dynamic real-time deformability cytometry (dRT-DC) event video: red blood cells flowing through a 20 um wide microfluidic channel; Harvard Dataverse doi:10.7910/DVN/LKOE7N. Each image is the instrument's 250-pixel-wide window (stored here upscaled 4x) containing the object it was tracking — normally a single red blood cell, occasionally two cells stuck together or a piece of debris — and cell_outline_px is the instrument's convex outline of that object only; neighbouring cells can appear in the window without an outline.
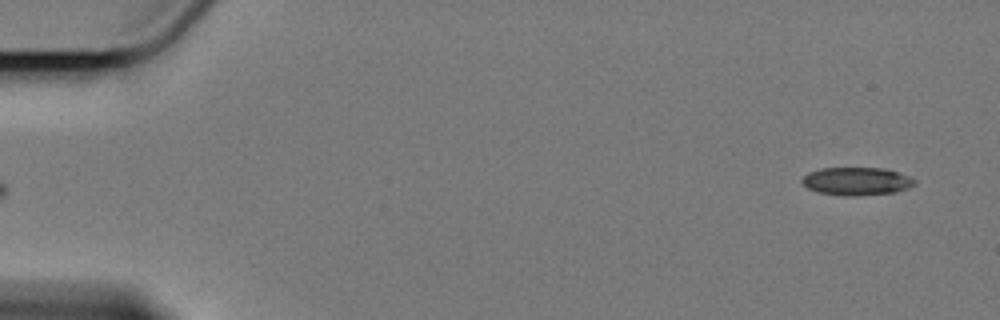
{"species": "Egyptian fruit bat (a non-hibernating species)", "species_latin": "Rousettus aegyptiacus", "temperature_condition": "cold", "stored_images_in_passage": 57, "camera_frame_rate_fps": 3000, "um_per_image_px": 0.085, "animal": {"sex": "female"}, "frame": {"image": 1, "passage_image": 1, "time_ms": 0.0, "image_size_px": [1000, 320], "cell_outline_px": [[916, 184], [908, 188], [896, 192], [856, 196], [844, 196], [816, 192], [808, 188], [800, 180], [808, 172], [820, 168], [884, 168], [908, 176], [916, 180]], "centroid_in_image_um": [72.8, 15.41], "position_along_channel_um": 12.2, "area_um2": 18.44}}
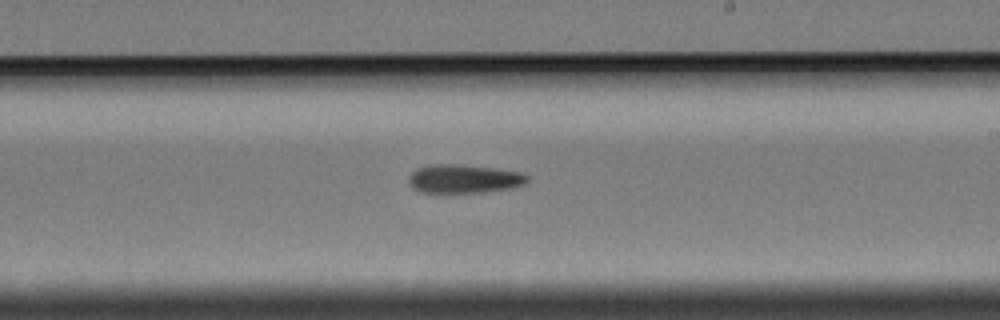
{"frame": {"image": 2, "passage_image": 33, "time_ms": 10.667, "image_size_px": [1000, 320], "cell_outline_px": [[528, 180], [524, 184], [512, 188], [480, 192], [424, 192], [416, 188], [408, 180], [408, 176], [416, 168], [428, 164], [460, 164], [496, 168], [520, 172], [528, 176]], "centroid_in_image_um": [39.45, 15.17], "position_along_channel_um": 249.5, "area_um2": 19.65}}
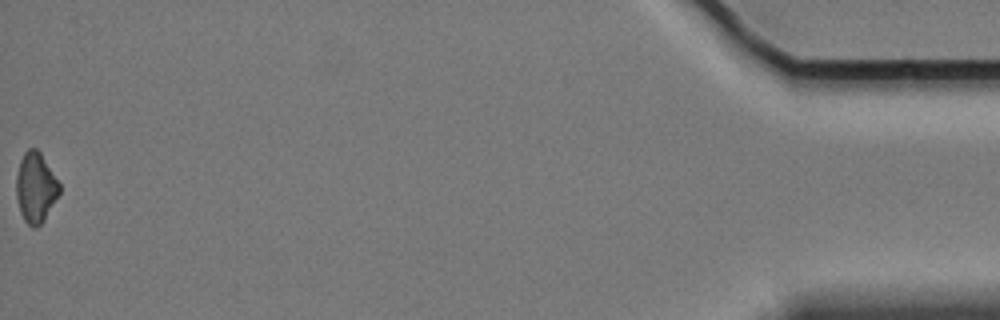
{"frame": {"image": 3, "passage_image": 57, "time_ms": 18.667, "image_size_px": [1000, 320], "cell_outline_px": [[60, 192], [44, 220], [36, 228], [32, 228], [24, 220], [20, 212], [16, 196], [16, 176], [20, 160], [24, 152], [28, 148], [36, 148], [40, 152], [60, 184]], "centroid_in_image_um": [3.01, 15.94], "position_along_channel_um": 432.2, "area_um2": 17.57}}